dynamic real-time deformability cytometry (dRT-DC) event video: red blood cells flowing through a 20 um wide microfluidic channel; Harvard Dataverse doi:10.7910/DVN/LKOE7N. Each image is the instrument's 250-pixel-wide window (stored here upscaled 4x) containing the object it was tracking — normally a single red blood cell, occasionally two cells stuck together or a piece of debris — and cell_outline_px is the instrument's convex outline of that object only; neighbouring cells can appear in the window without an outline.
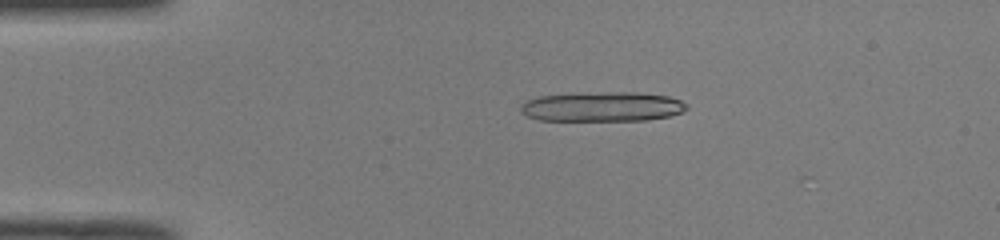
{"species": "common noctule bat (a hibernating species)", "species_latin": "Nyctalus noctula", "temperature_condition": "room temperature", "stored_images_in_passage": 6, "camera_frame_rate_fps": 3000, "um_per_image_px": 0.085, "animal": {"sex": "male", "body_mass_g": 19.0, "forearm_length_mm": 50.8}, "frame": {"image": 1, "passage_image": 4, "time_ms": 1.0, "image_size_px": [1000, 240], "cell_outline_px": [[688, 108], [680, 112], [668, 116], [648, 120], [540, 120], [528, 116], [520, 112], [520, 104], [528, 100], [540, 96], [604, 92], [636, 92], [668, 96], [680, 100], [688, 104]], "centroid_in_image_um": [51.21, 9.07], "position_along_channel_um": 33.8, "area_um2": 28.5}}